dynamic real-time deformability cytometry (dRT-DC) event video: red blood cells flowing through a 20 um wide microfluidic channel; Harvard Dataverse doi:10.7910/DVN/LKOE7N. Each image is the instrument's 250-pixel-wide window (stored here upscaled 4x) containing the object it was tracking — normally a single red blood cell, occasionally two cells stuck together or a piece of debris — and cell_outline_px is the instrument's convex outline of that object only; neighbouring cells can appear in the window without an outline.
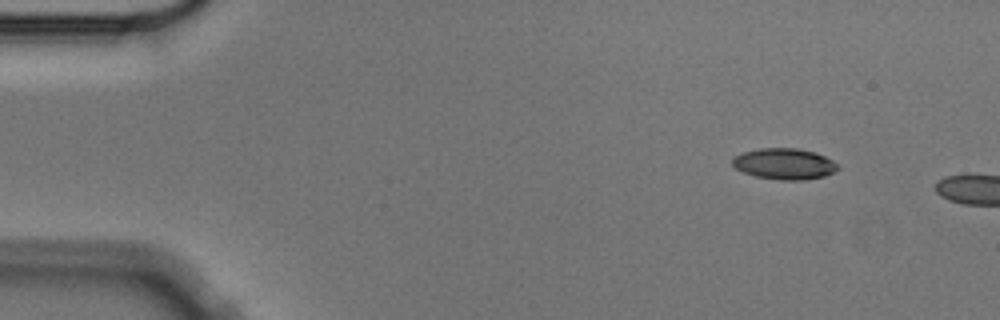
{"species": "Egyptian fruit bat (a non-hibernating species)", "species_latin": "Rousettus aegyptiacus", "temperature_condition": "cold", "stored_images_in_passage": 2, "camera_frame_rate_fps": 3000, "um_per_image_px": 0.085, "animal": {"sex": "male"}, "frame": {"image": 1, "passage_image": 1, "time_ms": 0.0, "image_size_px": [1000, 320], "cell_outline_px": [[840, 168], [824, 176], [804, 180], [780, 180], [756, 176], [744, 172], [736, 168], [732, 164], [732, 156], [744, 152], [760, 148], [796, 148], [816, 152], [840, 164]], "centroid_in_image_um": [66.68, 13.92], "position_along_channel_um": 18.3, "area_um2": 19.13}}